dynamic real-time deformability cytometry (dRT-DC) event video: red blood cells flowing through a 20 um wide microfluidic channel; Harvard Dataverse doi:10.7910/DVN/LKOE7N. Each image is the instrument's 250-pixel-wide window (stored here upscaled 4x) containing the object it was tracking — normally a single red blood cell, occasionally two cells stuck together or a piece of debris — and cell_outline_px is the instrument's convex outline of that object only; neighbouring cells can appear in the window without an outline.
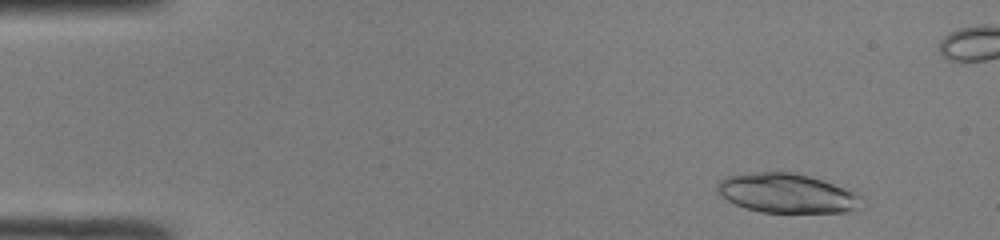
{"species": "common noctule bat (a hibernating species)", "species_latin": "Nyctalus noctula", "temperature_condition": "room temperature", "stored_images_in_passage": 48, "segment_of_instrument_passage": [1, 2], "camera_frame_rate_fps": 3000, "um_per_image_px": 0.085, "animal": {"sex": "male", "body_mass_g": 19.0, "forearm_length_mm": 50.8}, "frame": {"image": 1, "passage_image": 4, "time_ms": 1.0, "image_size_px": [1000, 240], "cell_outline_px": [[860, 196], [856, 208], [844, 212], [760, 212], [744, 208], [720, 196], [720, 180], [728, 176], [760, 172], [796, 172], [832, 184], [852, 192]], "centroid_in_image_um": [66.83, 16.43], "position_along_channel_um": 18.2, "area_um2": 32.08}}